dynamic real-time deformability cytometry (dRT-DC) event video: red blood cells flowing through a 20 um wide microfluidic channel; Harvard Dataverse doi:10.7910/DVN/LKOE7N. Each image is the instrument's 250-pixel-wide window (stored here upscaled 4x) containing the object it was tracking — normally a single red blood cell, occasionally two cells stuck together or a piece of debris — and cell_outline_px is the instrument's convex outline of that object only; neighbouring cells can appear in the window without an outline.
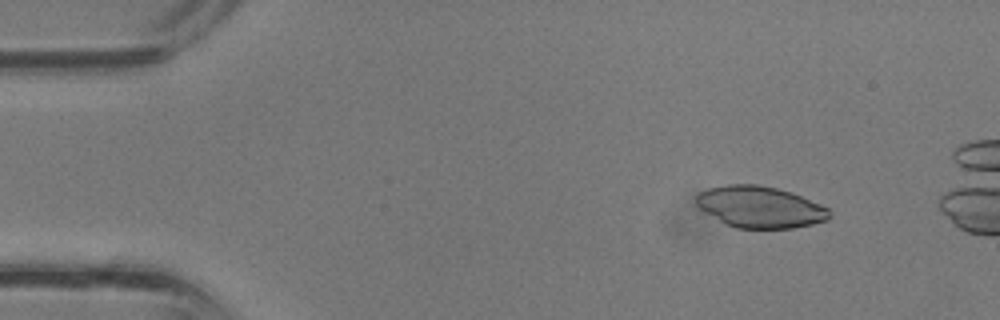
{"species": "common noctule bat (a hibernating species)", "species_latin": "Nyctalus noctula", "temperature_condition": "room temperature", "stored_images_in_passage": 34, "camera_frame_rate_fps": 3000, "um_per_image_px": 0.085, "animal": {"sex": "male", "body_mass_g": 13.3}, "frame": {"image": 1, "passage_image": 4, "time_ms": 1.0, "image_size_px": [1000, 320], "cell_outline_px": [[832, 216], [828, 220], [812, 224], [792, 228], [736, 228], [720, 220], [700, 208], [696, 204], [696, 196], [700, 192], [708, 188], [728, 184], [756, 184], [776, 188], [792, 192], [820, 204], [828, 208], [832, 212]], "centroid_in_image_um": [64.65, 17.59], "position_along_channel_um": 20.4, "area_um2": 32.08}}
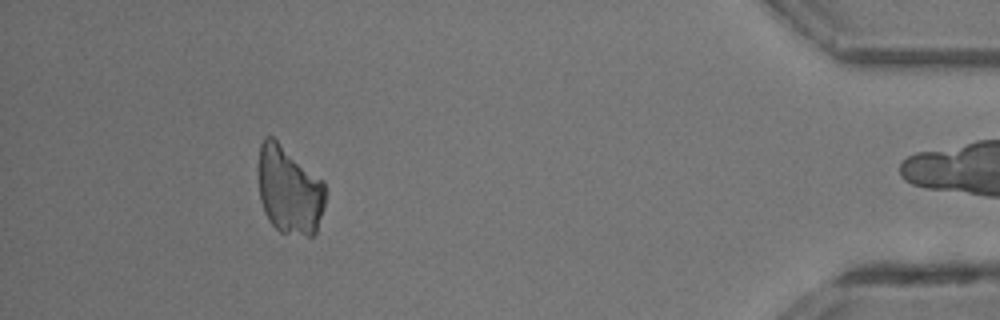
{"frame": {"image": 2, "passage_image": 33, "time_ms": 10.667, "image_size_px": [1000, 320], "cell_outline_px": [[324, 208], [316, 232], [312, 236], [308, 236], [280, 232], [268, 220], [264, 212], [260, 200], [256, 168], [260, 144], [264, 136], [272, 136], [324, 180]], "centroid_in_image_um": [24.54, 16.13], "position_along_channel_um": 410.7, "area_um2": 34.97}}